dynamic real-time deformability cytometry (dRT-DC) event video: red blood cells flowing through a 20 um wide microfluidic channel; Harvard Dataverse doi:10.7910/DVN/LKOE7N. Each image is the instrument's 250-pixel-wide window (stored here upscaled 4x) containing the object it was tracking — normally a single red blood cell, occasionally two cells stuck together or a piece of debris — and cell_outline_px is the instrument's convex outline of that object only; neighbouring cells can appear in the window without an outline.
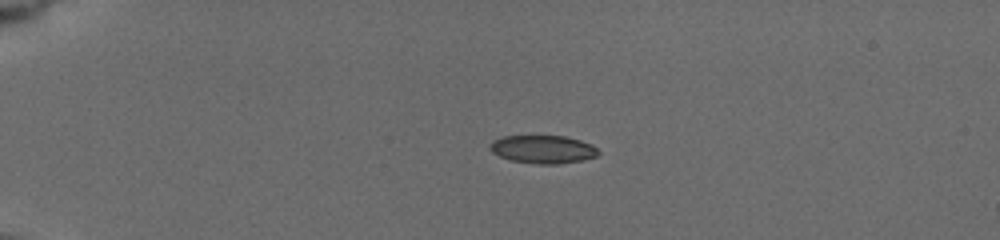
{"species": "common noctule bat (a hibernating species)", "species_latin": "Nyctalus noctula", "temperature_condition": "cold", "stored_images_in_passage": 12, "camera_frame_rate_fps": 3000, "um_per_image_px": 0.085, "animal": {"sex": "female", "body_mass_g": 19.5, "forearm_length_mm": 54.1}, "frame": {"image": 1, "passage_image": 1, "time_ms": 0.0, "image_size_px": [1000, 240], "cell_outline_px": [[600, 152], [596, 156], [580, 160], [560, 164], [540, 164], [512, 160], [500, 156], [492, 152], [488, 148], [496, 140], [504, 136], [564, 136], [580, 140], [592, 144]], "centroid_in_image_um": [46.18, 12.69], "position_along_channel_um": 38.8, "area_um2": 17.46}}
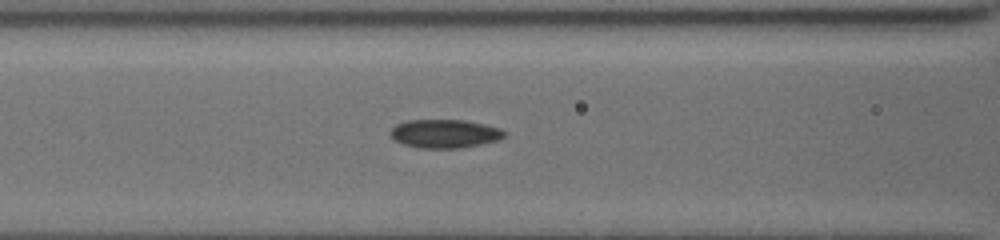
{"frame": {"image": 2, "passage_image": 9, "time_ms": 4.0, "image_size_px": [1000, 240], "cell_outline_px": [[504, 136], [496, 140], [480, 144], [460, 148], [416, 148], [404, 144], [396, 140], [388, 132], [396, 124], [408, 120], [464, 120], [484, 124], [500, 128], [504, 132]], "centroid_in_image_um": [37.76, 11.36], "position_along_channel_um": 128.8, "area_um2": 18.79}}
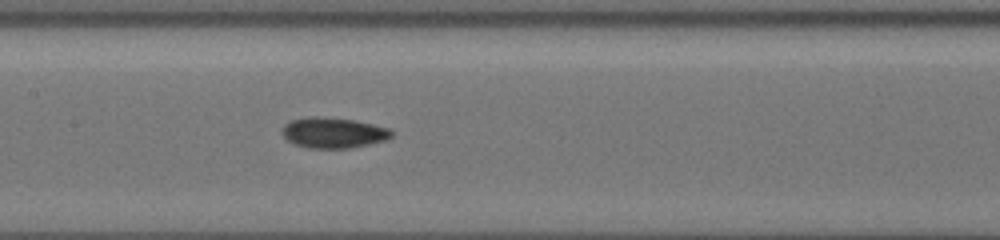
{"frame": {"image": 3, "passage_image": 12, "time_ms": 5.333, "image_size_px": [1000, 240], "cell_outline_px": [[392, 136], [384, 140], [368, 144], [348, 148], [308, 148], [296, 144], [288, 140], [280, 132], [284, 124], [292, 120], [312, 116], [352, 120], [372, 124], [388, 128], [392, 132]], "centroid_in_image_um": [28.29, 11.29], "position_along_channel_um": 179.1, "area_um2": 19.13}}